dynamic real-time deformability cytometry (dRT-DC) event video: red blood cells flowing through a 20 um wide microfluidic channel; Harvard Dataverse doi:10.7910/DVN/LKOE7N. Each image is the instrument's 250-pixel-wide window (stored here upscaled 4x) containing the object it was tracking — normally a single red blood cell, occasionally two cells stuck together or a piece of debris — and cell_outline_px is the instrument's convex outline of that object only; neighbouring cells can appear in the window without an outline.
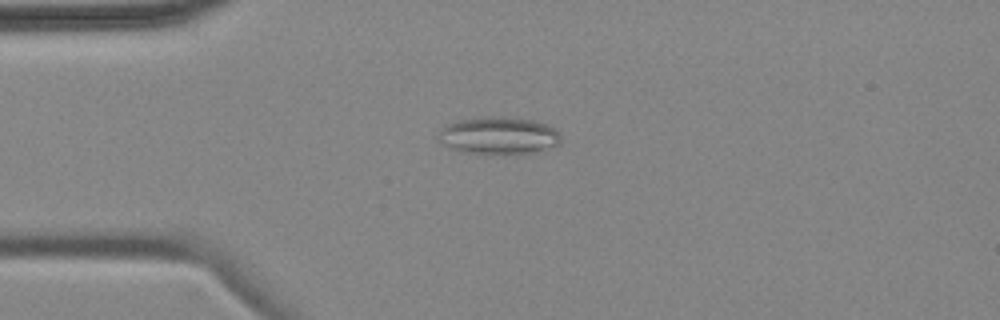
{"species": "common noctule bat (a hibernating species)", "species_latin": "Nyctalus noctula", "temperature_condition": "cold", "stored_images_in_passage": 5, "camera_frame_rate_fps": 3000, "um_per_image_px": 0.085, "animal": {"sex": "female", "body_mass_g": 18.4}, "frame": {"image": 1, "passage_image": 3, "time_ms": 4.0, "image_size_px": [1000, 320], "cell_outline_px": [[560, 144], [556, 148], [528, 152], [468, 152], [448, 148], [436, 140], [436, 136], [440, 128], [448, 124], [460, 120], [480, 116], [516, 116], [536, 120], [556, 128], [560, 132]], "centroid_in_image_um": [42.4, 11.47], "position_along_channel_um": 42.6, "area_um2": 26.99}}